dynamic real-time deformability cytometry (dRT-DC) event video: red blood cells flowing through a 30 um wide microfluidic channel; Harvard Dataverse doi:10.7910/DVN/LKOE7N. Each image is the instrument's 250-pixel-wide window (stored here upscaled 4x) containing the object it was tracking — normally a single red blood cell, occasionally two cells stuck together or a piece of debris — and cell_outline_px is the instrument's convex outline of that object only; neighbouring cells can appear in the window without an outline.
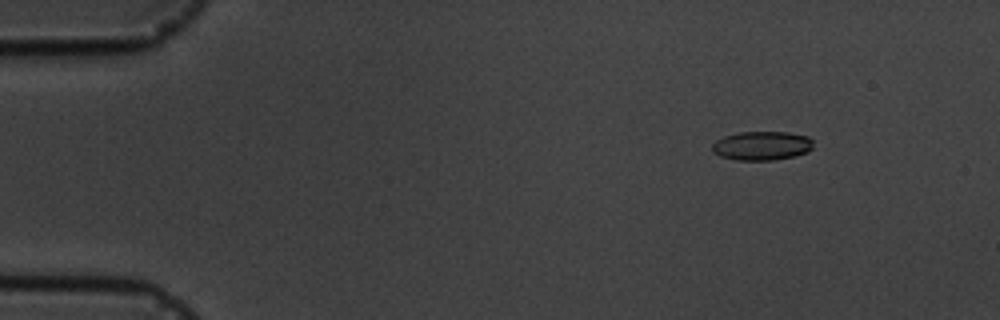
{"species": "common noctule bat (a hibernating species)", "species_latin": "Nyctalus noctula", "temperature_condition": "cold", "stored_images_in_passage": 15, "segment_of_instrument_passage": [1, 2], "camera_frame_rate_fps": 3000, "um_per_image_px": 0.085, "animal": {"sex": "male", "body_mass_g": 19.5, "forearm_length_mm": 54.6}, "frame": {"image": 1, "passage_image": 1, "time_ms": 0.0, "image_size_px": [1000, 320], "cell_outline_px": [[812, 148], [808, 152], [796, 156], [772, 160], [736, 160], [720, 156], [712, 152], [712, 144], [716, 140], [724, 136], [740, 132], [788, 132], [808, 136], [812, 140]], "centroid_in_image_um": [64.75, 12.39], "position_along_channel_um": 20.2, "area_um2": 17.17}}
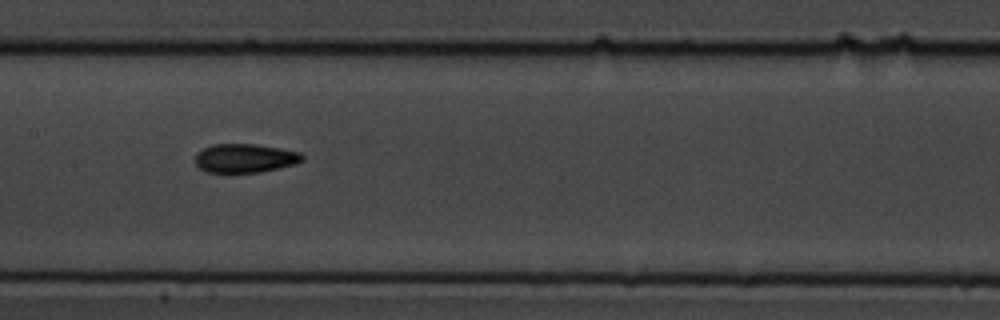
{"frame": {"image": 2, "passage_image": 7, "time_ms": 7.0, "image_size_px": [1000, 320], "cell_outline_px": [[304, 160], [296, 164], [260, 172], [228, 176], [208, 172], [200, 168], [196, 164], [196, 152], [212, 144], [256, 144], [280, 148], [300, 152], [304, 156]], "centroid_in_image_um": [20.8, 13.49], "position_along_channel_um": 186.6, "area_um2": 18.73}}
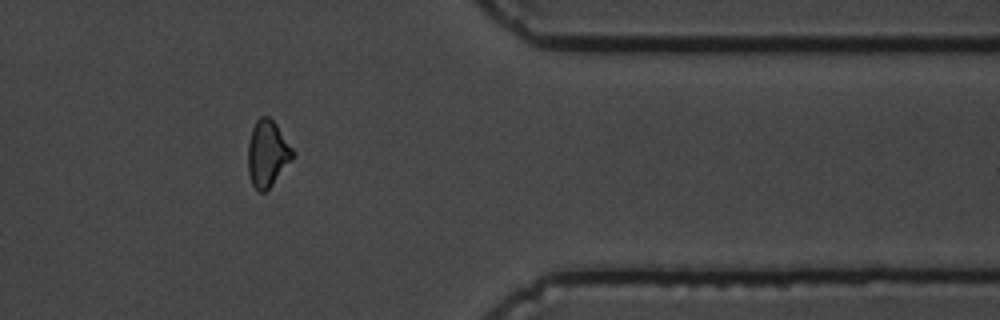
{"frame": {"image": 3, "passage_image": 12, "time_ms": 13.0, "image_size_px": [1000, 320], "cell_outline_px": [[296, 156], [272, 184], [264, 192], [260, 192], [252, 184], [248, 172], [248, 144], [252, 128], [256, 120], [260, 116], [268, 116], [276, 124], [296, 152]], "centroid_in_image_um": [22.75, 13.04], "position_along_channel_um": 388.6, "area_um2": 17.4}}